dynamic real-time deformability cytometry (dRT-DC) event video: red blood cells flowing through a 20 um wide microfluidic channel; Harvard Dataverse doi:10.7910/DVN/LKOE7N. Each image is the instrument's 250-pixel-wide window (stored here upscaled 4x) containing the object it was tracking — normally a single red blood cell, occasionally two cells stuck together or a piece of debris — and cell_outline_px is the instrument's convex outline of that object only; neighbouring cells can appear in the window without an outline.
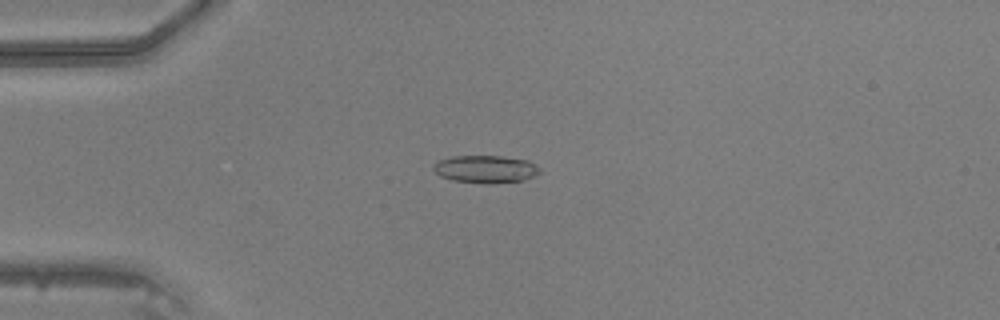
{"species": "common noctule bat (a hibernating species)", "species_latin": "Nyctalus noctula", "temperature_condition": "warm", "stored_images_in_passage": 33, "camera_frame_rate_fps": 3000, "um_per_image_px": 0.085, "animal": {"sex": "male", "body_mass_g": 20.5, "forearm_length_mm": 52.5}, "frame": {"image": 1, "passage_image": 4, "time_ms": 1.0, "image_size_px": [1000, 320], "cell_outline_px": [[540, 172], [536, 176], [524, 180], [488, 184], [484, 184], [452, 180], [440, 176], [432, 168], [432, 164], [440, 160], [452, 156], [500, 156], [528, 160], [540, 168]], "centroid_in_image_um": [41.27, 14.38], "position_along_channel_um": 43.7, "area_um2": 17.22}}
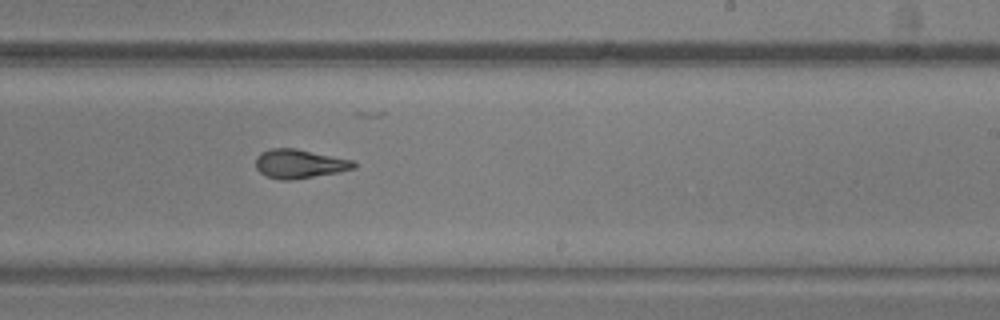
{"frame": {"image": 2, "passage_image": 21, "time_ms": 6.667, "image_size_px": [1000, 320], "cell_outline_px": [[356, 168], [340, 172], [292, 180], [280, 180], [268, 176], [260, 172], [256, 168], [256, 156], [260, 152], [272, 148], [296, 148], [352, 160], [356, 164]], "centroid_in_image_um": [25.45, 13.92], "position_along_channel_um": 263.6, "area_um2": 16.59}}
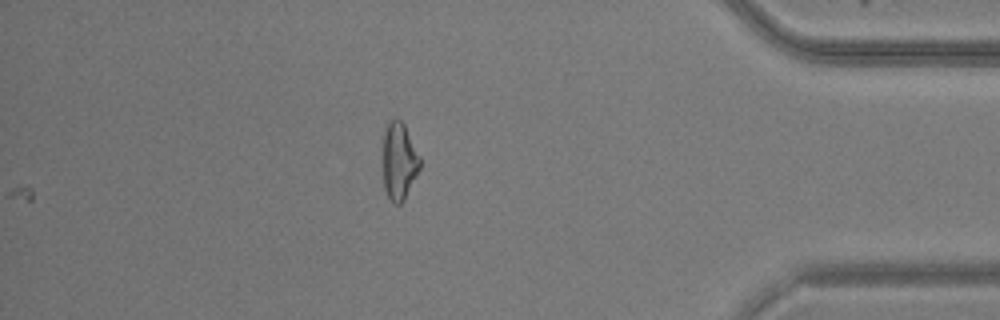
{"frame": {"image": 3, "passage_image": 33, "time_ms": 10.667, "image_size_px": [1000, 320], "cell_outline_px": [[420, 168], [404, 200], [400, 204], [392, 204], [384, 188], [380, 160], [384, 128], [388, 120], [396, 116], [404, 124], [420, 156]], "centroid_in_image_um": [33.85, 13.66], "position_along_channel_um": 401.3, "area_um2": 17.57}}